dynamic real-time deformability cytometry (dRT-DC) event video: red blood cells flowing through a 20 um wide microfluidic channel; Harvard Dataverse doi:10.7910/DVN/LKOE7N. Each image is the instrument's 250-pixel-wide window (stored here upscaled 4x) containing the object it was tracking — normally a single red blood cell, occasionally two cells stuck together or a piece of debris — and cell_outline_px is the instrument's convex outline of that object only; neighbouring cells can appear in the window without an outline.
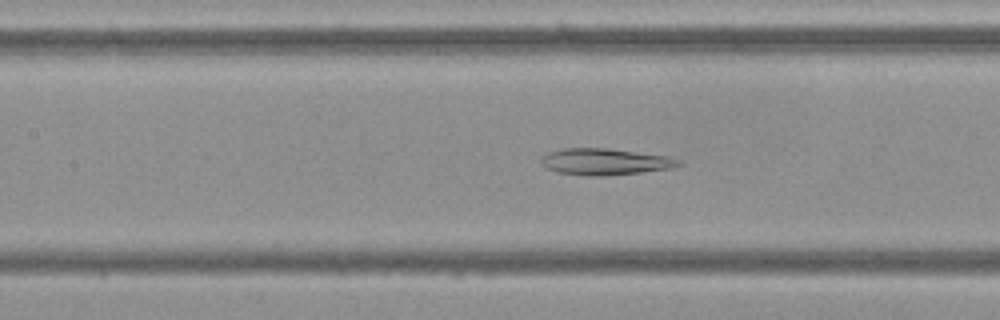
{"species": "Egyptian fruit bat (a non-hibernating species)", "species_latin": "Rousettus aegyptiacus", "temperature_condition": "cold", "stored_images_in_passage": 53, "camera_frame_rate_fps": 3000, "um_per_image_px": 0.085, "frame": {"image": 1, "passage_image": 23, "time_ms": 7.333, "image_size_px": [1000, 320], "cell_outline_px": [[680, 164], [672, 168], [640, 172], [604, 176], [588, 176], [556, 172], [544, 168], [540, 160], [548, 152], [564, 148], [608, 148], [668, 156], [680, 160]], "centroid_in_image_um": [51.38, 13.74], "position_along_channel_um": 156.0, "area_um2": 21.21}}
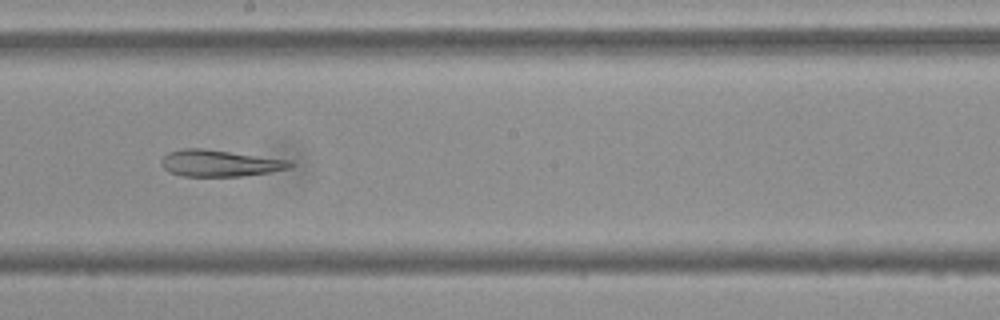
{"frame": {"image": 2, "passage_image": 29, "time_ms": 9.333, "image_size_px": [1000, 320], "cell_outline_px": [[292, 168], [268, 172], [240, 176], [180, 176], [168, 172], [160, 164], [160, 160], [168, 152], [184, 148], [204, 148], [292, 160]], "centroid_in_image_um": [18.66, 13.86], "position_along_channel_um": 229.5, "area_um2": 20.11}}
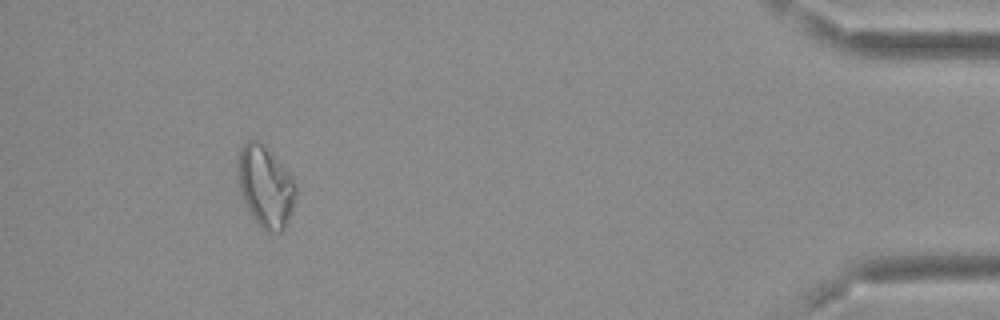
{"frame": {"image": 3, "passage_image": 49, "time_ms": 16.0, "image_size_px": [1000, 320], "cell_outline_px": [[296, 196], [292, 208], [284, 228], [280, 232], [268, 232], [260, 228], [256, 224], [240, 192], [236, 160], [240, 148], [248, 140], [260, 140], [288, 172], [296, 188]], "centroid_in_image_um": [22.53, 15.84], "position_along_channel_um": 412.7, "area_um2": 27.28}}